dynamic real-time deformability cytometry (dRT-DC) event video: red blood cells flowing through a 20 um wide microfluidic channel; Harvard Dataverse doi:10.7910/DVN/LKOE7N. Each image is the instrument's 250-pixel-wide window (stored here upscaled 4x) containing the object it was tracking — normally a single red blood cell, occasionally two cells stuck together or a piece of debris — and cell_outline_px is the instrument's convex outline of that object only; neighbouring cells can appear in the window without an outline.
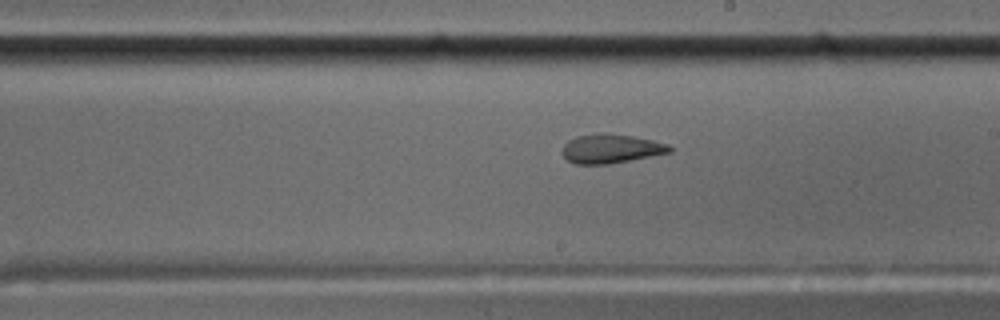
{"species": "common noctule bat (a hibernating species)", "species_latin": "Nyctalus noctula", "temperature_condition": "cold", "stored_images_in_passage": 56, "camera_frame_rate_fps": 3000, "um_per_image_px": 0.085, "animal": {"sex": "male", "body_mass_g": 17.5, "forearm_length_mm": 52.3}, "frame": {"image": 1, "passage_image": 33, "time_ms": 10.667, "image_size_px": [1000, 320], "cell_outline_px": [[672, 152], [608, 164], [576, 164], [568, 160], [560, 152], [560, 148], [568, 140], [576, 136], [604, 132], [632, 136], [652, 140], [668, 144], [672, 148]], "centroid_in_image_um": [51.89, 12.63], "position_along_channel_um": 237.1, "area_um2": 18.26}}
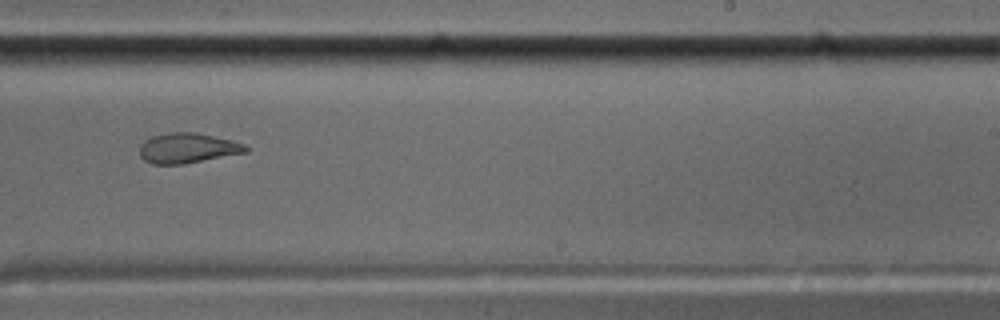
{"frame": {"image": 2, "passage_image": 36, "time_ms": 11.667, "image_size_px": [1000, 320], "cell_outline_px": [[248, 152], [184, 164], [152, 164], [144, 160], [140, 156], [140, 144], [144, 140], [152, 136], [168, 132], [196, 132], [232, 140], [244, 144], [248, 148]], "centroid_in_image_um": [15.93, 12.58], "position_along_channel_um": 273.1, "area_um2": 18.73}}
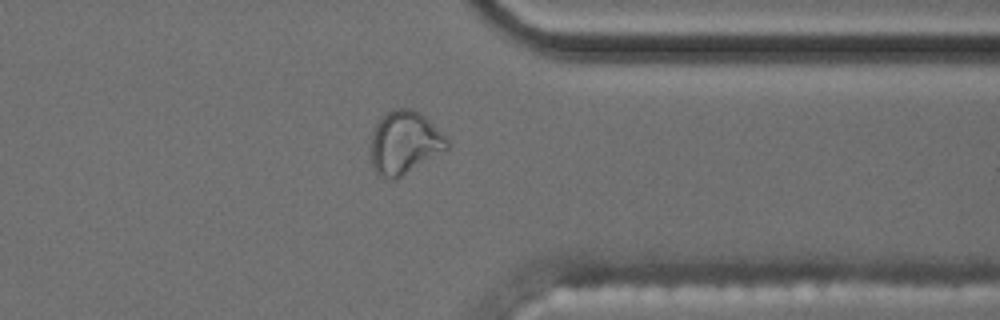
{"frame": {"image": 3, "passage_image": 45, "time_ms": 14.667, "image_size_px": [1000, 320], "cell_outline_px": [[448, 148], [400, 176], [388, 180], [380, 176], [376, 172], [372, 164], [372, 132], [380, 116], [384, 112], [392, 108], [412, 108], [424, 116], [448, 140]], "centroid_in_image_um": [34.34, 12.08], "position_along_channel_um": 377.1, "area_um2": 27.46}}